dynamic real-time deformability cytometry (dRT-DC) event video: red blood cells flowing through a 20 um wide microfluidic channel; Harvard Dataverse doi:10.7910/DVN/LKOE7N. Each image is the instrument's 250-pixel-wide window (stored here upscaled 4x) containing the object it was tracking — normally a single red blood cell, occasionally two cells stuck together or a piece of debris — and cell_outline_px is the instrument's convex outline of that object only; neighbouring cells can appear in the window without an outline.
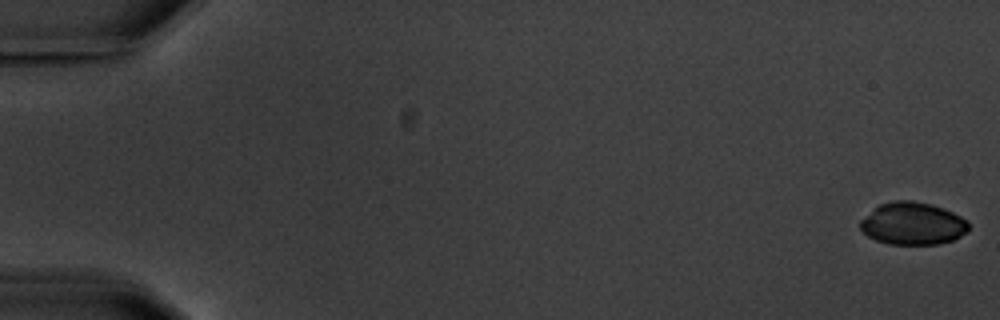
{"species": "common noctule bat (a hibernating species)", "species_latin": "Nyctalus noctula", "temperature_condition": "warm", "stored_images_in_passage": 5, "camera_frame_rate_fps": 3000, "um_per_image_px": 0.085, "animal": {"sex": "male", "body_mass_g": 20.1, "forearm_length_mm": 53.5}, "frame": {"image": 1, "passage_image": 1, "time_ms": 0.0, "image_size_px": [1000, 320], "cell_outline_px": [[968, 232], [952, 240], [940, 244], [888, 244], [876, 240], [868, 236], [860, 228], [860, 220], [880, 204], [896, 200], [912, 200], [932, 204], [944, 208], [968, 220]], "centroid_in_image_um": [77.6, 19.0], "position_along_channel_um": 7.4, "area_um2": 26.82}}
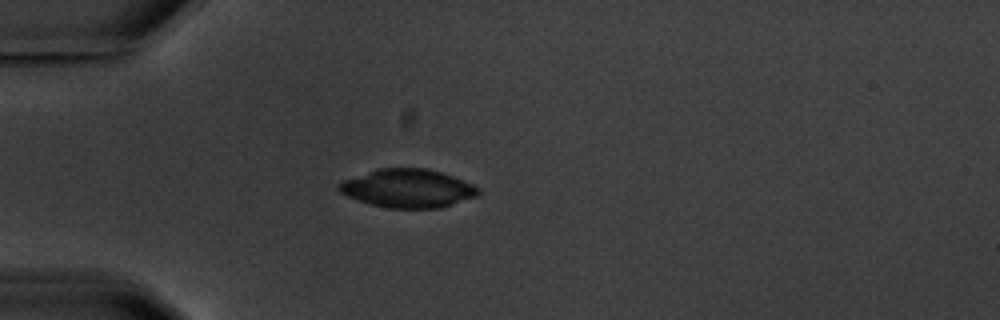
{"frame": {"image": 2, "passage_image": 5, "time_ms": 5.333, "image_size_px": [1000, 320], "cell_outline_px": [[480, 192], [476, 196], [440, 208], [388, 208], [372, 204], [348, 196], [340, 192], [336, 188], [336, 184], [344, 180], [380, 168], [424, 168], [440, 172], [452, 176], [472, 184], [480, 188]], "centroid_in_image_um": [34.66, 16.01], "position_along_channel_um": 50.3, "area_um2": 30.81}}